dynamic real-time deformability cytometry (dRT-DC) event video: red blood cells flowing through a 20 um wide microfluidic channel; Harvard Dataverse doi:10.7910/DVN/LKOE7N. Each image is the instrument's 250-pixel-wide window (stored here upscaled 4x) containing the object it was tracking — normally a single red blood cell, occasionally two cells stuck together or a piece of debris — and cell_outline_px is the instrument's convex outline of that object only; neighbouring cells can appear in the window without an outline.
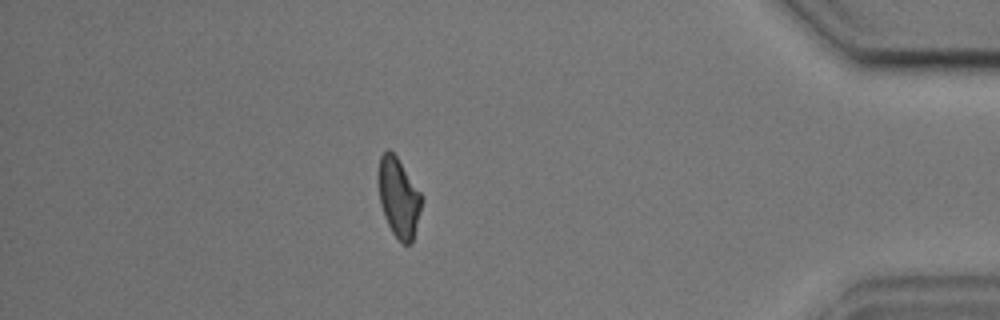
{"species": "common noctule bat (a hibernating species)", "species_latin": "Nyctalus noctula", "temperature_condition": "cold", "stored_images_in_passage": 54, "segment_of_instrument_passage": [1, 2], "camera_frame_rate_fps": 3000, "um_per_image_px": 0.085, "animal": {"sex": "male", "body_mass_g": 17.9, "forearm_length_mm": 54.2}, "frame": {"image": 1, "passage_image": 46, "time_ms": 15.0, "image_size_px": [1000, 320], "cell_outline_px": [[424, 200], [412, 240], [408, 244], [404, 244], [392, 232], [384, 216], [380, 204], [376, 180], [380, 156], [388, 148], [396, 156], [424, 196]], "centroid_in_image_um": [33.87, 16.75], "position_along_channel_um": 401.3, "area_um2": 20.29}}